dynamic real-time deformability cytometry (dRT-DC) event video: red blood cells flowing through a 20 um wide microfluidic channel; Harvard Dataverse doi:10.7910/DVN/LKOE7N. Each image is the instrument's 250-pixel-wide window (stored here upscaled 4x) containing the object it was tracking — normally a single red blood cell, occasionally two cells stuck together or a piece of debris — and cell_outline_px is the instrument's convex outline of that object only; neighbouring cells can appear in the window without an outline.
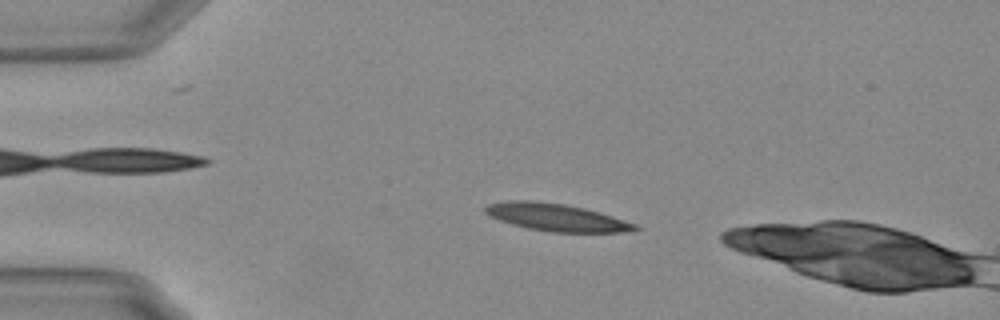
{"species": "Egyptian fruit bat (a non-hibernating species)", "species_latin": "Rousettus aegyptiacus", "temperature_condition": "warm", "stored_images_in_passage": 8, "camera_frame_rate_fps": 3000, "um_per_image_px": 0.085, "animal": {"sex": "female"}, "frame": {"image": 1, "passage_image": 3, "time_ms": 0.667, "image_size_px": [1000, 320], "cell_outline_px": [[640, 228], [632, 232], [552, 232], [528, 228], [512, 224], [500, 220], [484, 212], [484, 208], [488, 204], [508, 200], [532, 200], [564, 204], [584, 208], [600, 212], [636, 224]], "centroid_in_image_um": [47.31, 18.47], "position_along_channel_um": 37.7, "area_um2": 23.81}}